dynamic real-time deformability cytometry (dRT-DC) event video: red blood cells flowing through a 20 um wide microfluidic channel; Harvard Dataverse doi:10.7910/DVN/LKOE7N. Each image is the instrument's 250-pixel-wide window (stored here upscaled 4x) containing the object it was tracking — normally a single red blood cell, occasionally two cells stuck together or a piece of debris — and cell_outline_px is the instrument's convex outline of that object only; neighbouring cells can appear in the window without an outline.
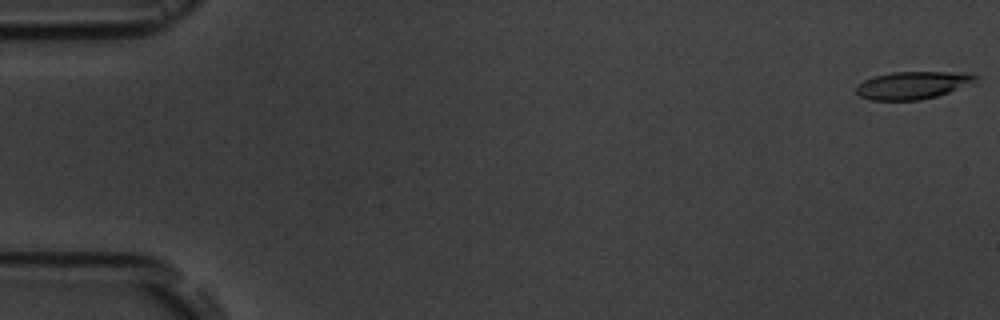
{"species": "common noctule bat (a hibernating species)", "species_latin": "Nyctalus noctula", "temperature_condition": "room temperature", "stored_images_in_passage": 6, "camera_frame_rate_fps": 3000, "um_per_image_px": 0.085, "animal": {"sex": "male", "body_mass_g": 19.5, "forearm_length_mm": 54.6}, "frame": {"image": 1, "passage_image": 1, "time_ms": 0.0, "image_size_px": [1000, 320], "cell_outline_px": [[980, 76], [976, 84], [936, 96], [920, 100], [872, 100], [860, 96], [856, 92], [856, 84], [864, 80], [876, 76], [892, 72], [968, 72]], "centroid_in_image_um": [77.67, 7.23], "position_along_channel_um": 7.3, "area_um2": 19.54}}
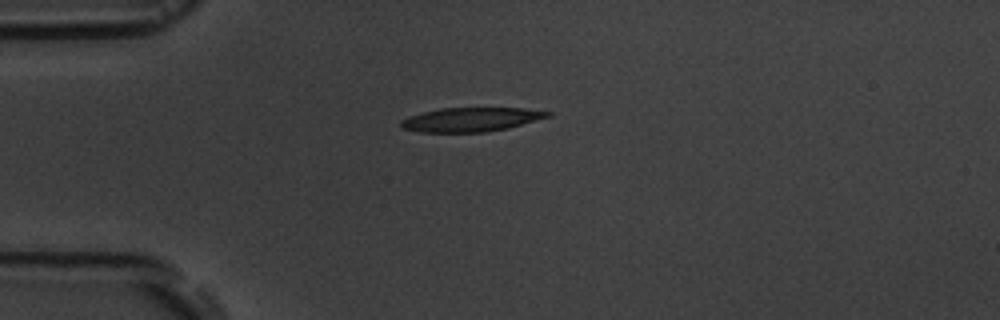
{"frame": {"image": 2, "passage_image": 5, "time_ms": 4.667, "image_size_px": [1000, 320], "cell_outline_px": [[552, 116], [508, 128], [484, 132], [420, 132], [400, 128], [400, 120], [408, 116], [440, 108], [524, 108], [552, 112]], "centroid_in_image_um": [40.02, 10.16], "position_along_channel_um": 45.0, "area_um2": 20.63}}